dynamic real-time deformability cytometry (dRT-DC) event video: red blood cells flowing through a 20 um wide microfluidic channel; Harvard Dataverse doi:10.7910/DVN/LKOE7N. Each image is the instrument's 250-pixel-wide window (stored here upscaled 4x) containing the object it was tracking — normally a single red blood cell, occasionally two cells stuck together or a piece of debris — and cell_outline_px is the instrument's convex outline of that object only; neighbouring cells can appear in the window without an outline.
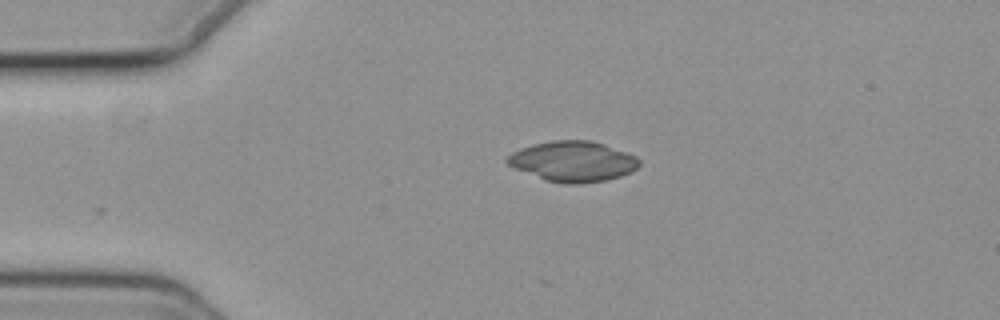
{"species": "common noctule bat (a hibernating species)", "species_latin": "Nyctalus noctula", "temperature_condition": "cold", "stored_images_in_passage": 8, "camera_frame_rate_fps": 3000, "um_per_image_px": 0.085, "animal": {"sex": "female", "body_mass_g": 19.3, "forearm_length_mm": 54.1}, "frame": {"image": 1, "passage_image": 1, "time_ms": 0.0, "image_size_px": [1000, 320], "cell_outline_px": [[640, 164], [632, 172], [620, 176], [604, 180], [580, 184], [564, 184], [544, 180], [512, 168], [504, 160], [512, 152], [520, 148], [532, 144], [552, 140], [592, 140], [604, 144], [636, 156], [640, 160]], "centroid_in_image_um": [48.66, 13.72], "position_along_channel_um": 36.3, "area_um2": 31.33}}